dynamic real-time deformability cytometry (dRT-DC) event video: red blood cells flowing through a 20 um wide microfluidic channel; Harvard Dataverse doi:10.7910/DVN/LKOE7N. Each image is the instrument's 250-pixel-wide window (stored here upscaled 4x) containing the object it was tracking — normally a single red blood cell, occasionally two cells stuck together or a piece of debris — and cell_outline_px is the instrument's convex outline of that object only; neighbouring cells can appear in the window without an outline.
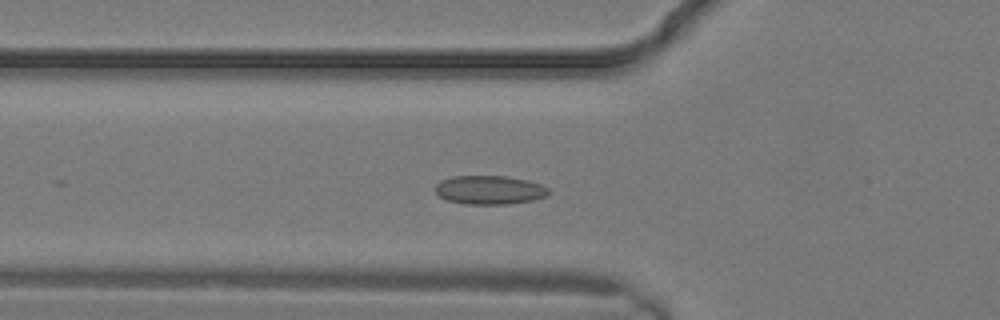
{"species": "common noctule bat (a hibernating species)", "species_latin": "Nyctalus noctula", "temperature_condition": "warm", "stored_images_in_passage": 13, "camera_frame_rate_fps": 3000, "um_per_image_px": 0.085, "animal": {"sex": "male", "body_mass_g": 19.2, "forearm_length_mm": 51.8}, "frame": {"image": 1, "passage_image": 6, "time_ms": 1.667, "image_size_px": [1000, 320], "cell_outline_px": [[552, 192], [548, 196], [532, 200], [508, 204], [464, 204], [448, 200], [440, 196], [436, 192], [436, 184], [440, 180], [452, 176], [508, 176], [528, 180], [540, 184], [548, 188]], "centroid_in_image_um": [41.64, 16.14], "position_along_channel_um": 84.2, "area_um2": 19.13}}
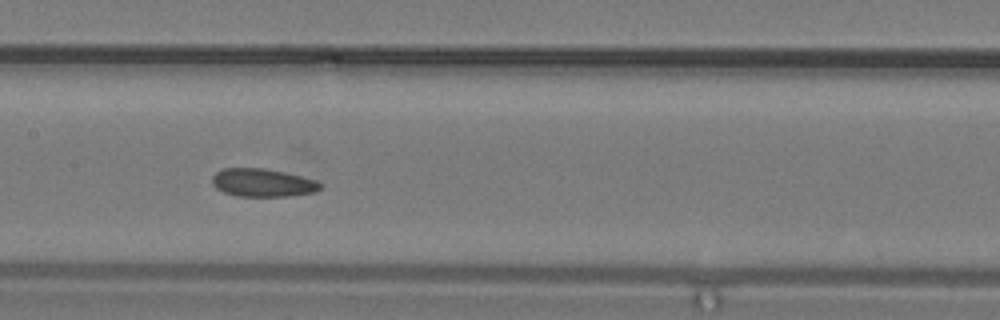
{"frame": {"image": 2, "passage_image": 10, "time_ms": 3.0, "image_size_px": [1000, 320], "cell_outline_px": [[320, 188], [312, 192], [292, 196], [236, 196], [224, 192], [216, 188], [212, 184], [212, 176], [220, 168], [264, 168], [284, 172], [316, 180], [320, 184]], "centroid_in_image_um": [22.27, 15.52], "position_along_channel_um": 185.1, "area_um2": 17.63}}
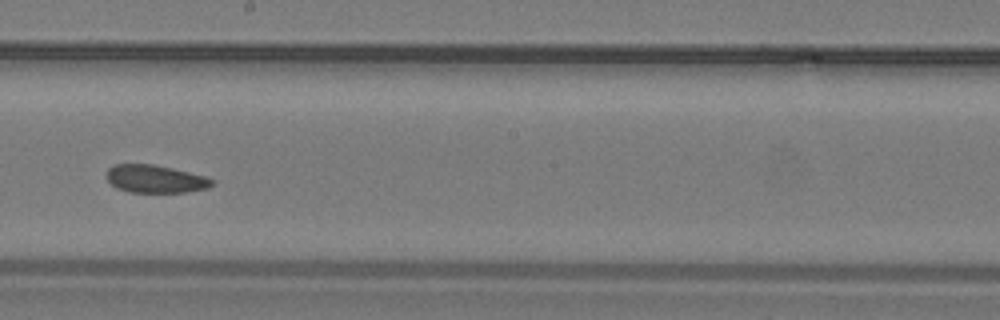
{"frame": {"image": 3, "passage_image": 12, "time_ms": 3.667, "image_size_px": [1000, 320], "cell_outline_px": [[212, 184], [208, 188], [184, 192], [128, 192], [116, 188], [104, 176], [108, 168], [112, 164], [152, 164], [172, 168], [204, 176], [212, 180]], "centroid_in_image_um": [13.12, 15.2], "position_along_channel_um": 235.1, "area_um2": 17.05}}